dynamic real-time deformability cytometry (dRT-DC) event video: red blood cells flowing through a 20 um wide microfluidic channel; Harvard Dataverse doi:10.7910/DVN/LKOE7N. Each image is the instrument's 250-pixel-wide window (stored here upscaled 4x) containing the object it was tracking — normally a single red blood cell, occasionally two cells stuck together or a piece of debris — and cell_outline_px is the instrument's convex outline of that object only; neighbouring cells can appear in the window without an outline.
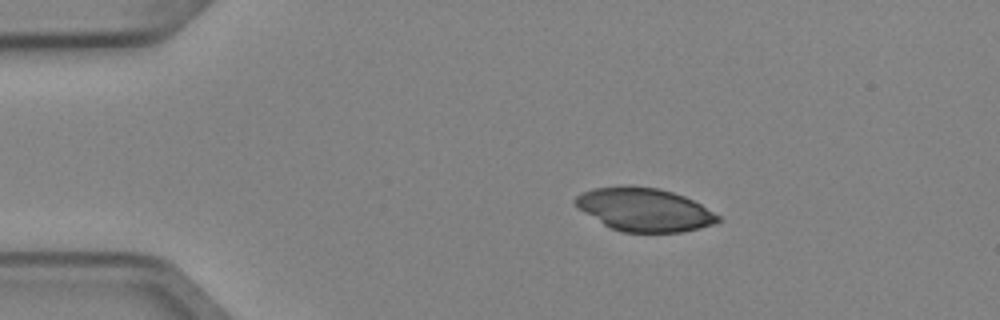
{"species": "Egyptian fruit bat (a non-hibernating species)", "species_latin": "Rousettus aegyptiacus", "temperature_condition": "cold", "stored_images_in_passage": 3, "camera_frame_rate_fps": 3000, "um_per_image_px": 0.085, "animal": {"sex": "female"}, "frame": {"image": 1, "passage_image": 1, "time_ms": 0.0, "image_size_px": [1000, 320], "cell_outline_px": [[724, 220], [700, 228], [680, 232], [624, 232], [612, 228], [604, 224], [576, 208], [572, 204], [572, 200], [576, 196], [584, 192], [596, 188], [656, 188], [672, 192], [684, 196], [700, 204], [720, 216]], "centroid_in_image_um": [54.78, 17.85], "position_along_channel_um": 30.2, "area_um2": 35.14}}